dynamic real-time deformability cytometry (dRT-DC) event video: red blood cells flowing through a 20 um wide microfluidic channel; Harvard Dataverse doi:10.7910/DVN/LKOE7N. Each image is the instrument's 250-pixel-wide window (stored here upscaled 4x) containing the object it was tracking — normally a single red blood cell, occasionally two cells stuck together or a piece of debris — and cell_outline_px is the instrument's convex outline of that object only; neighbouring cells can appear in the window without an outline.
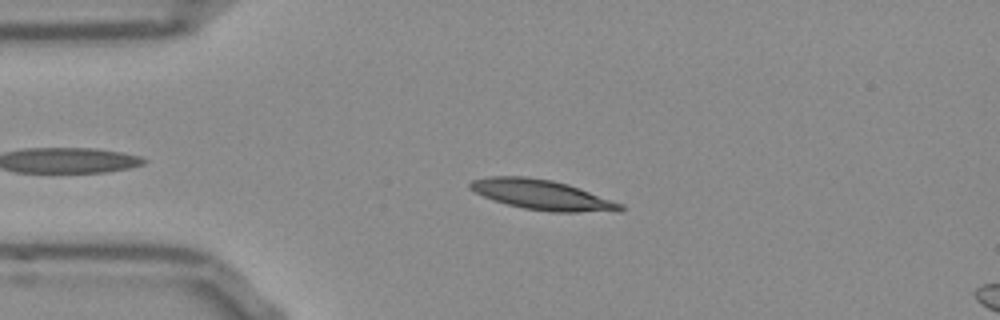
{"species": "Egyptian fruit bat (a non-hibernating species)", "species_latin": "Rousettus aegyptiacus", "temperature_condition": "room temperature", "stored_images_in_passage": 43, "camera_frame_rate_fps": 3000, "um_per_image_px": 0.085, "frame": {"image": 1, "passage_image": 12, "time_ms": 3.667, "image_size_px": [1000, 320], "cell_outline_px": [[620, 208], [532, 208], [512, 204], [488, 196], [472, 188], [472, 184], [480, 180], [544, 180], [564, 184], [576, 188], [616, 204]], "centroid_in_image_um": [45.94, 16.53], "position_along_channel_um": 39.1, "area_um2": 20.11}}
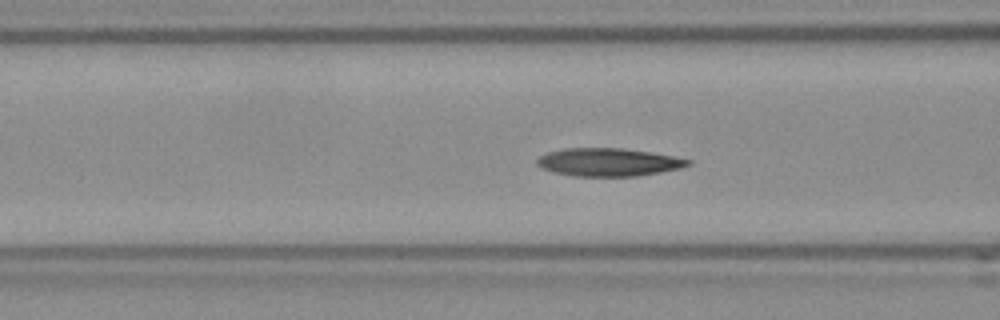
{"frame": {"image": 2, "passage_image": 20, "time_ms": 6.333, "image_size_px": [1000, 320], "cell_outline_px": [[688, 160], [684, 164], [672, 168], [652, 172], [620, 176], [592, 176], [564, 172], [548, 168], [540, 164], [540, 160], [544, 156], [556, 152], [588, 148], [608, 148], [640, 152]], "centroid_in_image_um": [51.7, 13.78], "position_along_channel_um": 114.9, "area_um2": 21.15}}
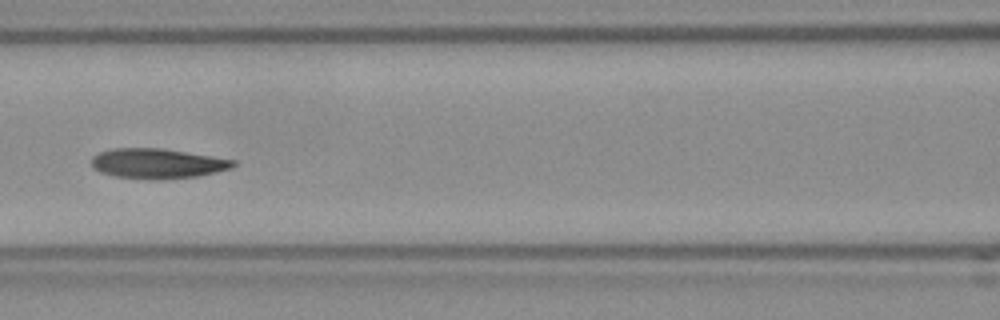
{"frame": {"image": 3, "passage_image": 23, "time_ms": 7.333, "image_size_px": [1000, 320], "cell_outline_px": [[232, 164], [224, 168], [208, 172], [184, 176], [128, 176], [108, 172], [100, 168], [96, 164], [96, 156], [104, 152], [176, 152], [232, 160]], "centroid_in_image_um": [13.48, 13.91], "position_along_channel_um": 153.1, "area_um2": 19.31}, "authors_computed_cell_mechanics": {"area_um2": 20.1144, "velocity_mm_per_s": 3.8072, "shape_relaxation_time_tau1_ms": null, "shape_relaxation_time_tau2_ms": 3.7465, "deformation_change_tau1": null, "deformation_change_tau2": 0.1197}}